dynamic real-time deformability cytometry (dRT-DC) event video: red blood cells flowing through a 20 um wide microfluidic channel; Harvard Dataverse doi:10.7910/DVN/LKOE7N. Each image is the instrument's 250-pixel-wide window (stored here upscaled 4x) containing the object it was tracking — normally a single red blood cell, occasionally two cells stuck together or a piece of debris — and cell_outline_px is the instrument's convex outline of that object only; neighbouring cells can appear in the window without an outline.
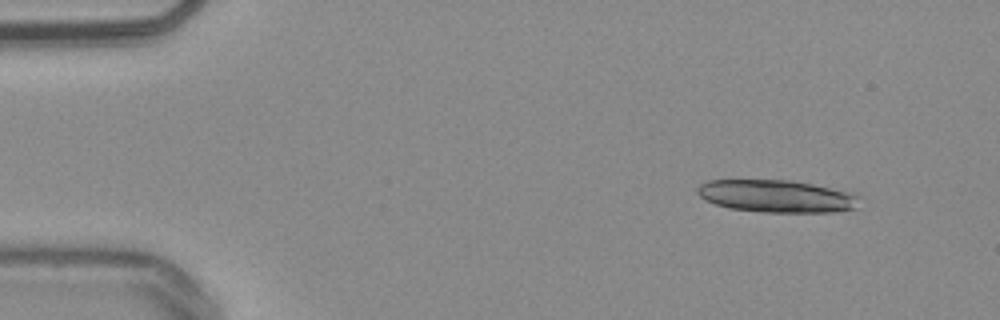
{"species": "common noctule bat (a hibernating species)", "species_latin": "Nyctalus noctula", "temperature_condition": "warm", "stored_images_in_passage": 17, "camera_frame_rate_fps": 3000, "um_per_image_px": 0.085, "animal": {"sex": "male", "body_mass_g": 20.4}, "frame": {"image": 1, "passage_image": 1, "time_ms": 0.0, "image_size_px": [1000, 320], "cell_outline_px": [[864, 196], [856, 208], [832, 212], [764, 212], [728, 208], [704, 200], [696, 192], [696, 188], [700, 184], [708, 180], [788, 180], [812, 184], [852, 192]], "centroid_in_image_um": [66.05, 16.67], "position_along_channel_um": 19.0, "area_um2": 30.92}}
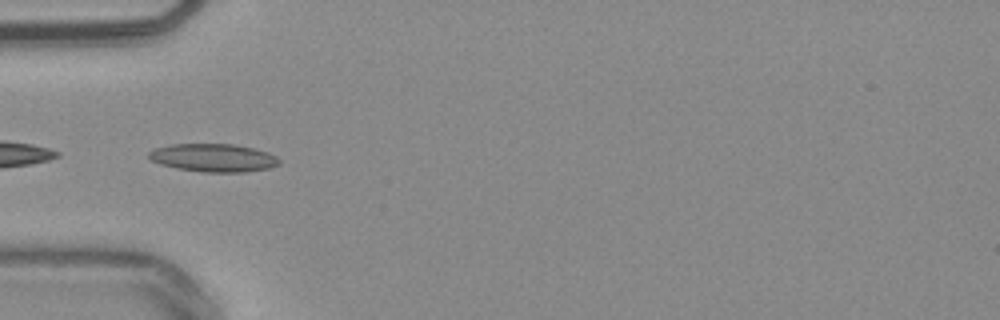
{"frame": {"image": 2, "passage_image": 13, "time_ms": 4.0, "image_size_px": [1000, 320], "cell_outline_px": [[280, 164], [268, 168], [244, 172], [200, 172], [176, 168], [160, 164], [152, 160], [148, 156], [148, 152], [156, 148], [172, 144], [232, 144], [252, 148], [268, 152], [276, 156], [280, 160]], "centroid_in_image_um": [18.14, 13.41], "position_along_channel_um": 66.9, "area_um2": 21.27}}